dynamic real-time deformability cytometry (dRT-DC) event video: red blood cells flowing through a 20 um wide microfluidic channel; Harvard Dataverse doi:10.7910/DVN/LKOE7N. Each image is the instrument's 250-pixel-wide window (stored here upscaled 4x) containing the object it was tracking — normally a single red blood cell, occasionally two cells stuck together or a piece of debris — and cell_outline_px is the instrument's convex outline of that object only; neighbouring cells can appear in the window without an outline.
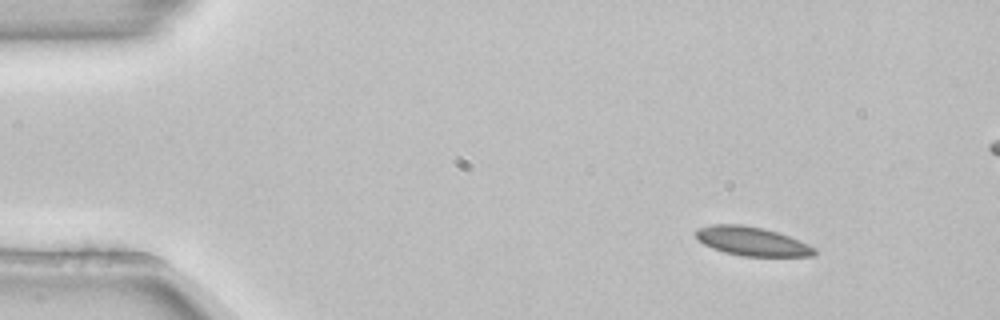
{"species": "common noctule bat (a hibernating species)", "species_latin": "Nyctalus noctula", "temperature_condition": "room temperature", "stored_images_in_passage": 49, "segment_of_instrument_passage": [1, 2], "camera_frame_rate_fps": 3000, "um_per_image_px": 0.085, "animal": {"sex": "female", "body_mass_g": 22.7, "forearm_length_mm": 54.2}, "frame": {"image": 1, "passage_image": 1, "time_ms": 0.0, "image_size_px": [1000, 320], "cell_outline_px": [[816, 256], [740, 256], [724, 252], [712, 248], [704, 244], [696, 236], [696, 228], [712, 224], [740, 224], [764, 228], [788, 236], [808, 244], [816, 248]], "centroid_in_image_um": [63.91, 20.51], "position_along_channel_um": 21.1, "area_um2": 19.94}}
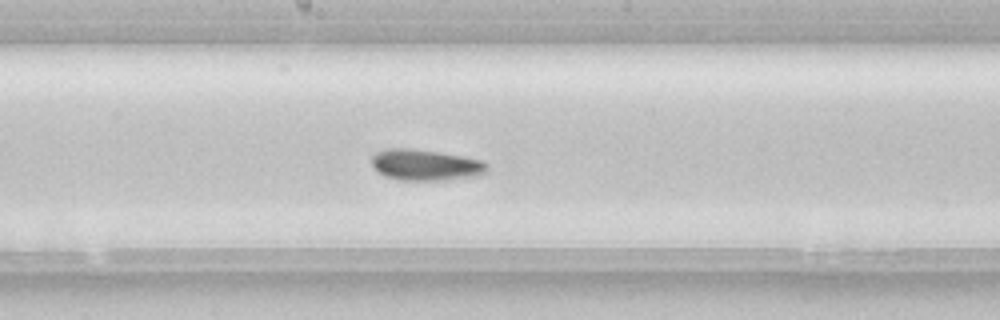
{"frame": {"image": 2, "passage_image": 23, "time_ms": 7.333, "image_size_px": [1000, 320], "cell_outline_px": [[488, 168], [484, 172], [476, 176], [448, 180], [400, 180], [384, 176], [372, 164], [372, 156], [376, 152], [388, 148], [408, 148], [436, 152], [484, 160], [488, 164]], "centroid_in_image_um": [36.18, 14.02], "position_along_channel_um": 212.0, "area_um2": 20.75}}
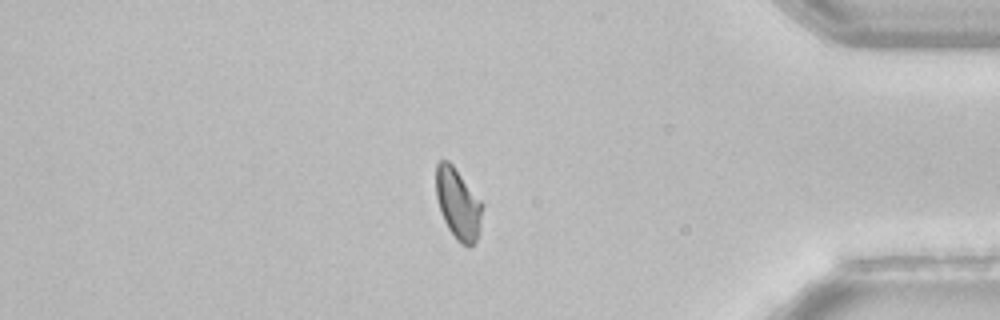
{"frame": {"image": 3, "passage_image": 40, "time_ms": 13.0, "image_size_px": [1000, 320], "cell_outline_px": [[480, 228], [476, 240], [472, 248], [468, 248], [460, 244], [456, 240], [448, 228], [440, 212], [436, 196], [436, 164], [440, 160], [448, 160], [452, 164], [480, 200]], "centroid_in_image_um": [38.9, 17.36], "position_along_channel_um": 396.3, "area_um2": 18.9}}